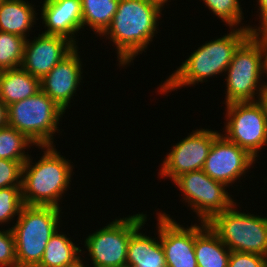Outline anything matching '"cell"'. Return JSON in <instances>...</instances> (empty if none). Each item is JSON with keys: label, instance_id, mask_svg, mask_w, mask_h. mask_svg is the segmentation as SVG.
<instances>
[{"label": "cell", "instance_id": "6da1fadb", "mask_svg": "<svg viewBox=\"0 0 267 267\" xmlns=\"http://www.w3.org/2000/svg\"><path fill=\"white\" fill-rule=\"evenodd\" d=\"M162 10L149 0H119L112 22L101 37H108L115 45L120 66L125 67L145 52L158 33Z\"/></svg>", "mask_w": 267, "mask_h": 267}, {"label": "cell", "instance_id": "7a4b0ae2", "mask_svg": "<svg viewBox=\"0 0 267 267\" xmlns=\"http://www.w3.org/2000/svg\"><path fill=\"white\" fill-rule=\"evenodd\" d=\"M222 37L200 45L181 66L163 83L159 84V94L181 89L182 87L207 82L208 78L226 73L238 47L250 36V26L231 28Z\"/></svg>", "mask_w": 267, "mask_h": 267}, {"label": "cell", "instance_id": "3957f363", "mask_svg": "<svg viewBox=\"0 0 267 267\" xmlns=\"http://www.w3.org/2000/svg\"><path fill=\"white\" fill-rule=\"evenodd\" d=\"M38 148L44 150V155L36 163H32V156H29L22 167L23 203L28 206L61 208L59 202L71 184L74 167L70 160L57 152L55 145Z\"/></svg>", "mask_w": 267, "mask_h": 267}, {"label": "cell", "instance_id": "277c9868", "mask_svg": "<svg viewBox=\"0 0 267 267\" xmlns=\"http://www.w3.org/2000/svg\"><path fill=\"white\" fill-rule=\"evenodd\" d=\"M61 208L24 205L11 230L15 238L17 267H37L50 237L61 227Z\"/></svg>", "mask_w": 267, "mask_h": 267}, {"label": "cell", "instance_id": "5b68a950", "mask_svg": "<svg viewBox=\"0 0 267 267\" xmlns=\"http://www.w3.org/2000/svg\"><path fill=\"white\" fill-rule=\"evenodd\" d=\"M65 111L41 90L7 106L8 125L24 134L35 146H51Z\"/></svg>", "mask_w": 267, "mask_h": 267}, {"label": "cell", "instance_id": "8992f818", "mask_svg": "<svg viewBox=\"0 0 267 267\" xmlns=\"http://www.w3.org/2000/svg\"><path fill=\"white\" fill-rule=\"evenodd\" d=\"M207 224L230 251L267 257V217L240 212L235 202Z\"/></svg>", "mask_w": 267, "mask_h": 267}, {"label": "cell", "instance_id": "52a82bcc", "mask_svg": "<svg viewBox=\"0 0 267 267\" xmlns=\"http://www.w3.org/2000/svg\"><path fill=\"white\" fill-rule=\"evenodd\" d=\"M226 72L224 104L258 101L267 89V82L260 79L263 74L262 52L251 36L238 47Z\"/></svg>", "mask_w": 267, "mask_h": 267}, {"label": "cell", "instance_id": "ba28073f", "mask_svg": "<svg viewBox=\"0 0 267 267\" xmlns=\"http://www.w3.org/2000/svg\"><path fill=\"white\" fill-rule=\"evenodd\" d=\"M147 214L138 213L113 220L88 235L84 241L93 267H126L131 234L146 224Z\"/></svg>", "mask_w": 267, "mask_h": 267}, {"label": "cell", "instance_id": "9c48e42d", "mask_svg": "<svg viewBox=\"0 0 267 267\" xmlns=\"http://www.w3.org/2000/svg\"><path fill=\"white\" fill-rule=\"evenodd\" d=\"M226 108L227 122L222 135L258 158L259 151L267 146V121L261 103L235 102L226 104Z\"/></svg>", "mask_w": 267, "mask_h": 267}, {"label": "cell", "instance_id": "30bf717a", "mask_svg": "<svg viewBox=\"0 0 267 267\" xmlns=\"http://www.w3.org/2000/svg\"><path fill=\"white\" fill-rule=\"evenodd\" d=\"M173 182L181 190L183 201L196 212L199 222L208 223L235 203L226 190L228 186L215 181L203 170L182 174Z\"/></svg>", "mask_w": 267, "mask_h": 267}, {"label": "cell", "instance_id": "8fae6325", "mask_svg": "<svg viewBox=\"0 0 267 267\" xmlns=\"http://www.w3.org/2000/svg\"><path fill=\"white\" fill-rule=\"evenodd\" d=\"M220 134L210 129L194 130L172 146L162 162L158 175L174 181L182 174L202 170L211 146Z\"/></svg>", "mask_w": 267, "mask_h": 267}, {"label": "cell", "instance_id": "7c38bea8", "mask_svg": "<svg viewBox=\"0 0 267 267\" xmlns=\"http://www.w3.org/2000/svg\"><path fill=\"white\" fill-rule=\"evenodd\" d=\"M257 159L220 134L213 142L202 170L226 186L243 178Z\"/></svg>", "mask_w": 267, "mask_h": 267}, {"label": "cell", "instance_id": "4fadbf2b", "mask_svg": "<svg viewBox=\"0 0 267 267\" xmlns=\"http://www.w3.org/2000/svg\"><path fill=\"white\" fill-rule=\"evenodd\" d=\"M33 39H26L20 67L40 80L77 46L60 35L41 33Z\"/></svg>", "mask_w": 267, "mask_h": 267}, {"label": "cell", "instance_id": "5bb4252c", "mask_svg": "<svg viewBox=\"0 0 267 267\" xmlns=\"http://www.w3.org/2000/svg\"><path fill=\"white\" fill-rule=\"evenodd\" d=\"M159 237L167 267H198L194 251L195 224L185 228L160 212Z\"/></svg>", "mask_w": 267, "mask_h": 267}, {"label": "cell", "instance_id": "9a60e30c", "mask_svg": "<svg viewBox=\"0 0 267 267\" xmlns=\"http://www.w3.org/2000/svg\"><path fill=\"white\" fill-rule=\"evenodd\" d=\"M78 49L76 46L40 80L41 91L65 112L84 78Z\"/></svg>", "mask_w": 267, "mask_h": 267}, {"label": "cell", "instance_id": "2e32d148", "mask_svg": "<svg viewBox=\"0 0 267 267\" xmlns=\"http://www.w3.org/2000/svg\"><path fill=\"white\" fill-rule=\"evenodd\" d=\"M42 5L40 18L47 28L42 33L64 36L76 45L75 34L82 29L81 0H44Z\"/></svg>", "mask_w": 267, "mask_h": 267}, {"label": "cell", "instance_id": "e0dca14e", "mask_svg": "<svg viewBox=\"0 0 267 267\" xmlns=\"http://www.w3.org/2000/svg\"><path fill=\"white\" fill-rule=\"evenodd\" d=\"M158 238H152L143 234L140 230L145 224H141L130 237L127 251L126 267H167L165 254L159 237V213L157 214ZM157 239V240H155Z\"/></svg>", "mask_w": 267, "mask_h": 267}, {"label": "cell", "instance_id": "ac0fdd59", "mask_svg": "<svg viewBox=\"0 0 267 267\" xmlns=\"http://www.w3.org/2000/svg\"><path fill=\"white\" fill-rule=\"evenodd\" d=\"M195 224L194 251L198 267H228L231 251L205 222Z\"/></svg>", "mask_w": 267, "mask_h": 267}, {"label": "cell", "instance_id": "d6986e66", "mask_svg": "<svg viewBox=\"0 0 267 267\" xmlns=\"http://www.w3.org/2000/svg\"><path fill=\"white\" fill-rule=\"evenodd\" d=\"M26 0L0 2V31L22 36L27 39L29 31L36 24V8ZM28 33V34H27Z\"/></svg>", "mask_w": 267, "mask_h": 267}, {"label": "cell", "instance_id": "ffe728a7", "mask_svg": "<svg viewBox=\"0 0 267 267\" xmlns=\"http://www.w3.org/2000/svg\"><path fill=\"white\" fill-rule=\"evenodd\" d=\"M41 90L40 79L21 67L3 70L0 75V99L8 106Z\"/></svg>", "mask_w": 267, "mask_h": 267}, {"label": "cell", "instance_id": "44dd1931", "mask_svg": "<svg viewBox=\"0 0 267 267\" xmlns=\"http://www.w3.org/2000/svg\"><path fill=\"white\" fill-rule=\"evenodd\" d=\"M50 237L43 258L37 267H65L80 256L83 250L71 239L59 231Z\"/></svg>", "mask_w": 267, "mask_h": 267}, {"label": "cell", "instance_id": "7402d4cb", "mask_svg": "<svg viewBox=\"0 0 267 267\" xmlns=\"http://www.w3.org/2000/svg\"><path fill=\"white\" fill-rule=\"evenodd\" d=\"M119 0H81L82 29L87 25L101 36L110 26Z\"/></svg>", "mask_w": 267, "mask_h": 267}, {"label": "cell", "instance_id": "603a6c76", "mask_svg": "<svg viewBox=\"0 0 267 267\" xmlns=\"http://www.w3.org/2000/svg\"><path fill=\"white\" fill-rule=\"evenodd\" d=\"M33 145L35 144L14 127L6 125L0 128V159L26 162L30 155L25 154V149Z\"/></svg>", "mask_w": 267, "mask_h": 267}, {"label": "cell", "instance_id": "cb8c5ba5", "mask_svg": "<svg viewBox=\"0 0 267 267\" xmlns=\"http://www.w3.org/2000/svg\"><path fill=\"white\" fill-rule=\"evenodd\" d=\"M26 38L0 31V70L16 69L22 64Z\"/></svg>", "mask_w": 267, "mask_h": 267}, {"label": "cell", "instance_id": "d4e9b609", "mask_svg": "<svg viewBox=\"0 0 267 267\" xmlns=\"http://www.w3.org/2000/svg\"><path fill=\"white\" fill-rule=\"evenodd\" d=\"M206 7L221 19L230 28L239 25L242 20L243 12L239 0H202Z\"/></svg>", "mask_w": 267, "mask_h": 267}, {"label": "cell", "instance_id": "484cf974", "mask_svg": "<svg viewBox=\"0 0 267 267\" xmlns=\"http://www.w3.org/2000/svg\"><path fill=\"white\" fill-rule=\"evenodd\" d=\"M21 186L5 187L0 189V225L9 224L13 217L19 216L22 207Z\"/></svg>", "mask_w": 267, "mask_h": 267}, {"label": "cell", "instance_id": "4316f807", "mask_svg": "<svg viewBox=\"0 0 267 267\" xmlns=\"http://www.w3.org/2000/svg\"><path fill=\"white\" fill-rule=\"evenodd\" d=\"M25 161L0 159V189L21 186L22 167Z\"/></svg>", "mask_w": 267, "mask_h": 267}, {"label": "cell", "instance_id": "83f0119b", "mask_svg": "<svg viewBox=\"0 0 267 267\" xmlns=\"http://www.w3.org/2000/svg\"><path fill=\"white\" fill-rule=\"evenodd\" d=\"M0 267H17L15 238L11 228L0 230Z\"/></svg>", "mask_w": 267, "mask_h": 267}, {"label": "cell", "instance_id": "f1b7e54d", "mask_svg": "<svg viewBox=\"0 0 267 267\" xmlns=\"http://www.w3.org/2000/svg\"><path fill=\"white\" fill-rule=\"evenodd\" d=\"M228 267H267V257L254 253L231 251Z\"/></svg>", "mask_w": 267, "mask_h": 267}, {"label": "cell", "instance_id": "f546056e", "mask_svg": "<svg viewBox=\"0 0 267 267\" xmlns=\"http://www.w3.org/2000/svg\"><path fill=\"white\" fill-rule=\"evenodd\" d=\"M250 36L255 40L262 52L263 73L267 77V23L259 27L250 26Z\"/></svg>", "mask_w": 267, "mask_h": 267}, {"label": "cell", "instance_id": "4dcf8cb0", "mask_svg": "<svg viewBox=\"0 0 267 267\" xmlns=\"http://www.w3.org/2000/svg\"><path fill=\"white\" fill-rule=\"evenodd\" d=\"M257 4H258V10H260L259 12V22L260 24H264L267 23V0H257Z\"/></svg>", "mask_w": 267, "mask_h": 267}, {"label": "cell", "instance_id": "1f68e13d", "mask_svg": "<svg viewBox=\"0 0 267 267\" xmlns=\"http://www.w3.org/2000/svg\"><path fill=\"white\" fill-rule=\"evenodd\" d=\"M7 105L0 99V128L8 125Z\"/></svg>", "mask_w": 267, "mask_h": 267}, {"label": "cell", "instance_id": "d6a6232c", "mask_svg": "<svg viewBox=\"0 0 267 267\" xmlns=\"http://www.w3.org/2000/svg\"><path fill=\"white\" fill-rule=\"evenodd\" d=\"M258 101L261 103L264 113H265V118L267 121V89L263 93V95L258 99Z\"/></svg>", "mask_w": 267, "mask_h": 267}, {"label": "cell", "instance_id": "836d02e7", "mask_svg": "<svg viewBox=\"0 0 267 267\" xmlns=\"http://www.w3.org/2000/svg\"><path fill=\"white\" fill-rule=\"evenodd\" d=\"M65 267H86L85 264L83 263L81 255L76 258L73 262L69 263Z\"/></svg>", "mask_w": 267, "mask_h": 267}, {"label": "cell", "instance_id": "e575fe53", "mask_svg": "<svg viewBox=\"0 0 267 267\" xmlns=\"http://www.w3.org/2000/svg\"><path fill=\"white\" fill-rule=\"evenodd\" d=\"M149 1L158 4V5L161 6L163 9H164L165 3L167 4V2H170V1H168V0H149Z\"/></svg>", "mask_w": 267, "mask_h": 267}]
</instances>
